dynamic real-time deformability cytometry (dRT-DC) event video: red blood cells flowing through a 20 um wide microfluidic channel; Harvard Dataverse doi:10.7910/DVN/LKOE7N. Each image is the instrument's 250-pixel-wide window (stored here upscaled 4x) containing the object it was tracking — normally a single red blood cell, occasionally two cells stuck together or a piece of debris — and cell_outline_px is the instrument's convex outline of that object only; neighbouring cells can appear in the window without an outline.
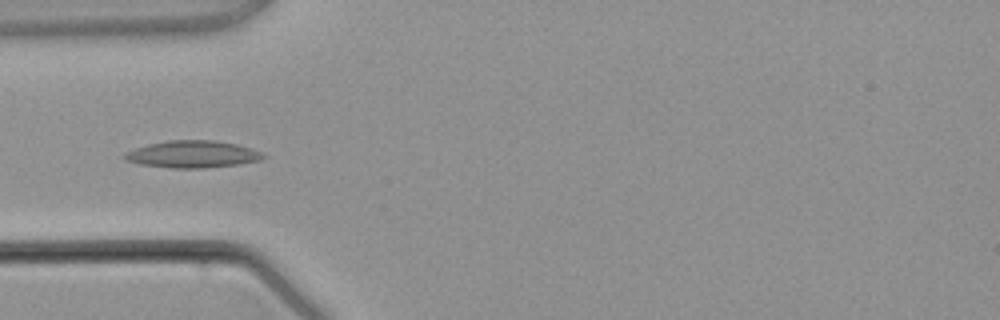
{"species": "common noctule bat (a hibernating species)", "species_latin": "Nyctalus noctula", "temperature_condition": "warm", "stored_images_in_passage": 4, "camera_frame_rate_fps": 3000, "um_per_image_px": 0.085, "animal": {"sex": "male", "body_mass_g": 21.5, "forearm_length_mm": 52.0}, "frame": {"image": 1, "passage_image": 4, "time_ms": 4.333, "image_size_px": [1000, 320], "cell_outline_px": [[268, 156], [260, 160], [240, 164], [204, 168], [172, 168], [140, 164], [128, 160], [124, 156], [128, 152], [136, 148], [148, 144], [168, 140], [212, 140], [236, 144], [252, 148], [264, 152]], "centroid_in_image_um": [16.46, 13.11], "position_along_channel_um": 68.5, "area_um2": 21.79}}